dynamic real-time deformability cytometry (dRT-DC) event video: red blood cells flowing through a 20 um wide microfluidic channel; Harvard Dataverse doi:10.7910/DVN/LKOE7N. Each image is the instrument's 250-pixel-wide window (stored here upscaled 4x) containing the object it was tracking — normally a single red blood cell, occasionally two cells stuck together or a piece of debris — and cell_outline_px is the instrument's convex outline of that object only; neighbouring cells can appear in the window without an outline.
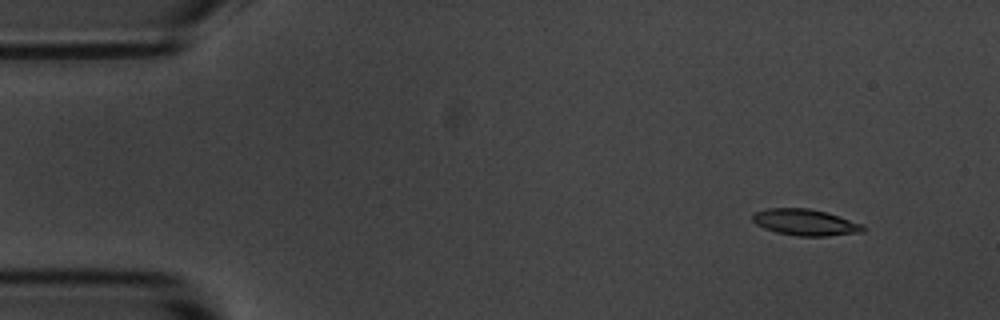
{"species": "common noctule bat (a hibernating species)", "species_latin": "Nyctalus noctula", "temperature_condition": "room temperature", "stored_images_in_passage": 5, "camera_frame_rate_fps": 3000, "um_per_image_px": 0.085, "animal": {"sex": "male", "body_mass_g": 20.1, "forearm_length_mm": 53.5}, "frame": {"image": 1, "passage_image": 2, "time_ms": 1.333, "image_size_px": [1000, 320], "cell_outline_px": [[864, 232], [828, 236], [796, 236], [776, 232], [764, 228], [756, 224], [752, 220], [752, 216], [756, 212], [768, 208], [808, 208], [828, 212], [864, 224]], "centroid_in_image_um": [68.48, 18.9], "position_along_channel_um": 16.5, "area_um2": 17.11}}
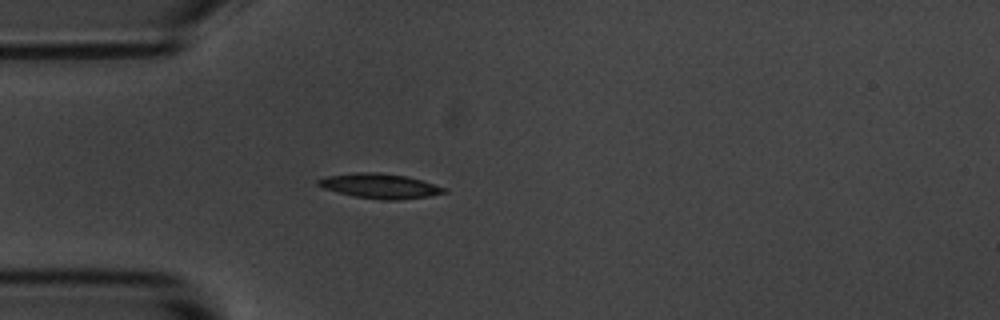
{"frame": {"image": 2, "passage_image": 5, "time_ms": 4.667, "image_size_px": [1000, 320], "cell_outline_px": [[448, 192], [428, 196], [396, 200], [384, 200], [356, 196], [324, 188], [316, 184], [316, 180], [328, 176], [352, 172], [380, 172], [408, 176], [448, 188]], "centroid_in_image_um": [32.33, 15.79], "position_along_channel_um": 52.7, "area_um2": 18.15}}